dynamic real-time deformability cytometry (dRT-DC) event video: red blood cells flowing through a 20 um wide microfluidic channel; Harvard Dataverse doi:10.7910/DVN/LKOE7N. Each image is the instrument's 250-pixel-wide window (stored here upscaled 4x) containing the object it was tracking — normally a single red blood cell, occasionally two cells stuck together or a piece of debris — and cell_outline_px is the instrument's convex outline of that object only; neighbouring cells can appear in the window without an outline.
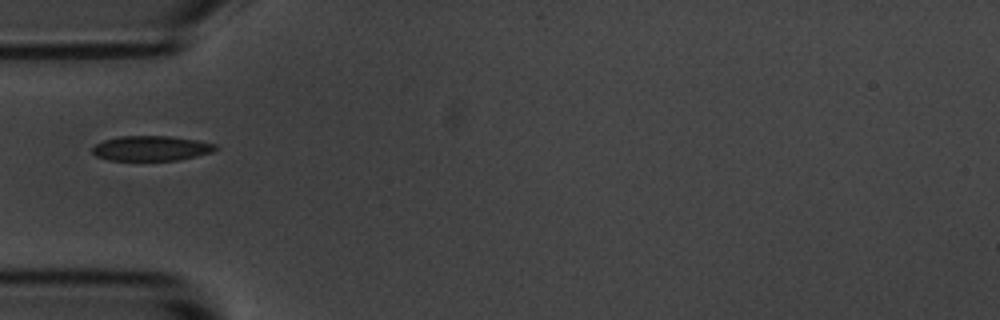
{"species": "common noctule bat (a hibernating species)", "species_latin": "Nyctalus noctula", "temperature_condition": "room temperature", "stored_images_in_passage": 8, "camera_frame_rate_fps": 3000, "um_per_image_px": 0.085, "animal": {"sex": "male", "body_mass_g": 20.1, "forearm_length_mm": 53.5}, "frame": {"image": 1, "passage_image": 5, "time_ms": 5.333, "image_size_px": [1000, 320], "cell_outline_px": [[220, 148], [212, 152], [196, 156], [176, 160], [108, 160], [96, 156], [92, 152], [92, 148], [96, 144], [104, 140], [120, 136], [168, 136], [196, 140], [216, 144]], "centroid_in_image_um": [12.86, 12.6], "position_along_channel_um": 72.1, "area_um2": 17.86}}
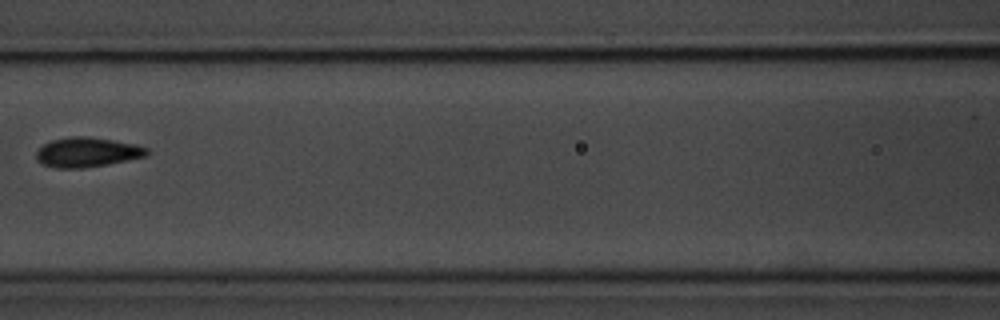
{"frame": {"image": 2, "passage_image": 7, "time_ms": 7.667, "image_size_px": [1000, 320], "cell_outline_px": [[148, 152], [144, 156], [108, 164], [84, 168], [56, 168], [44, 164], [36, 160], [36, 152], [44, 144], [52, 140], [72, 136], [88, 136], [136, 144], [148, 148]], "centroid_in_image_um": [7.39, 12.94], "position_along_channel_um": 159.2, "area_um2": 18.96}}
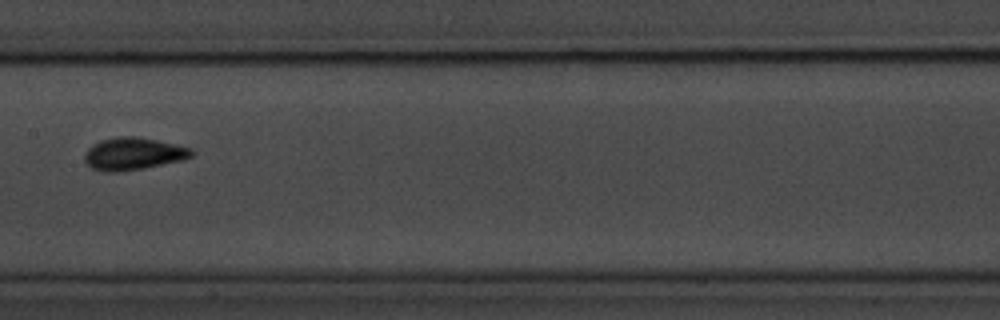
{"frame": {"image": 3, "passage_image": 8, "time_ms": 8.667, "image_size_px": [1000, 320], "cell_outline_px": [[196, 152], [192, 156], [184, 160], [144, 168], [116, 172], [104, 172], [92, 168], [84, 160], [84, 156], [88, 148], [92, 144], [100, 140], [120, 136], [136, 136], [156, 140], [192, 148]], "centroid_in_image_um": [11.34, 13.07], "position_along_channel_um": 196.1, "area_um2": 20.29}}